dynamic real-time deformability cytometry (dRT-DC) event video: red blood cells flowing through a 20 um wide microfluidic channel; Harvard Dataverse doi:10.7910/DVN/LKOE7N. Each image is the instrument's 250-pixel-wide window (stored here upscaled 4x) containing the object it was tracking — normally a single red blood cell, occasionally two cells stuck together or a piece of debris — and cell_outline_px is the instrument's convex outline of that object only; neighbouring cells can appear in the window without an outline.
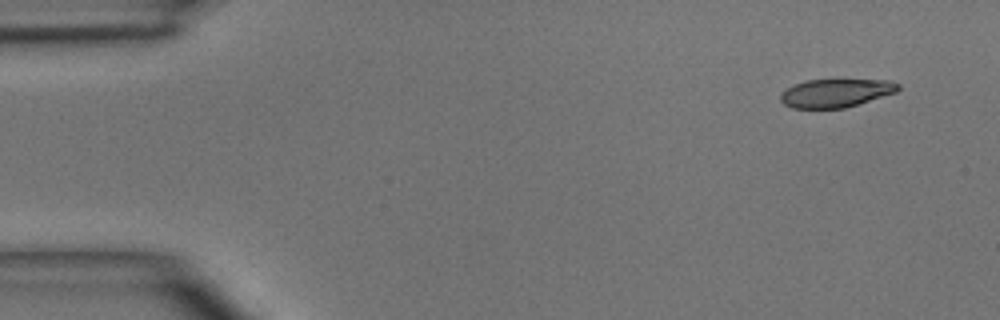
{"species": "common noctule bat (a hibernating species)", "species_latin": "Nyctalus noctula", "temperature_condition": "room temperature", "stored_images_in_passage": 4, "camera_frame_rate_fps": 3000, "um_per_image_px": 0.085, "animal": {"sex": "male", "body_mass_g": 15.6}, "frame": {"image": 1, "passage_image": 1, "time_ms": 0.0, "image_size_px": [1000, 320], "cell_outline_px": [[900, 88], [896, 92], [844, 108], [792, 108], [784, 104], [780, 100], [780, 92], [796, 84], [808, 80], [888, 80], [900, 84]], "centroid_in_image_um": [71.03, 7.91], "position_along_channel_um": 14.0, "area_um2": 19.19}}